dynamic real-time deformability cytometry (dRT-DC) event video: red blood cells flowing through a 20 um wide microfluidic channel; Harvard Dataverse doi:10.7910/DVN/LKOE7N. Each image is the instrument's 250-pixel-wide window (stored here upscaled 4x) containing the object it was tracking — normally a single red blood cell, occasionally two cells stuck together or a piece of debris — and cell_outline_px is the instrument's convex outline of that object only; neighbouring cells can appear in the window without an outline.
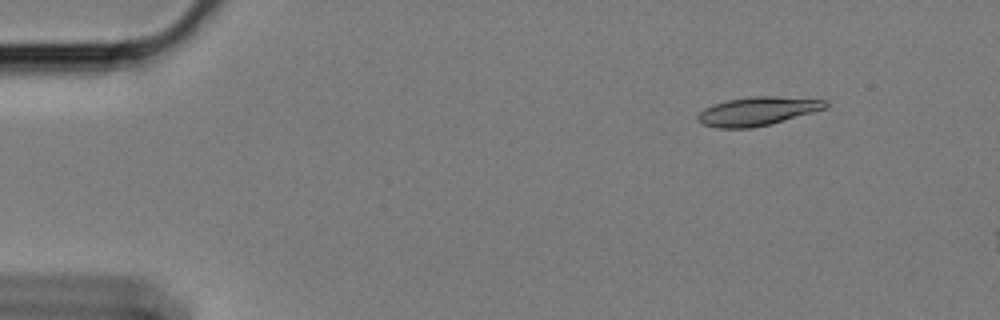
{"species": "Egyptian fruit bat (a non-hibernating species)", "species_latin": "Rousettus aegyptiacus", "temperature_condition": "cold", "stored_images_in_passage": 9, "camera_frame_rate_fps": 3000, "um_per_image_px": 0.085, "animal": {"sex": "female"}, "frame": {"image": 1, "passage_image": 2, "time_ms": 0.333, "image_size_px": [1000, 320], "cell_outline_px": [[828, 104], [824, 108], [812, 112], [768, 124], [752, 128], [716, 128], [704, 124], [696, 120], [696, 116], [704, 108], [712, 104], [728, 100], [752, 96], [776, 96], [828, 100]], "centroid_in_image_um": [64.33, 9.44], "position_along_channel_um": 20.7, "area_um2": 21.1}}